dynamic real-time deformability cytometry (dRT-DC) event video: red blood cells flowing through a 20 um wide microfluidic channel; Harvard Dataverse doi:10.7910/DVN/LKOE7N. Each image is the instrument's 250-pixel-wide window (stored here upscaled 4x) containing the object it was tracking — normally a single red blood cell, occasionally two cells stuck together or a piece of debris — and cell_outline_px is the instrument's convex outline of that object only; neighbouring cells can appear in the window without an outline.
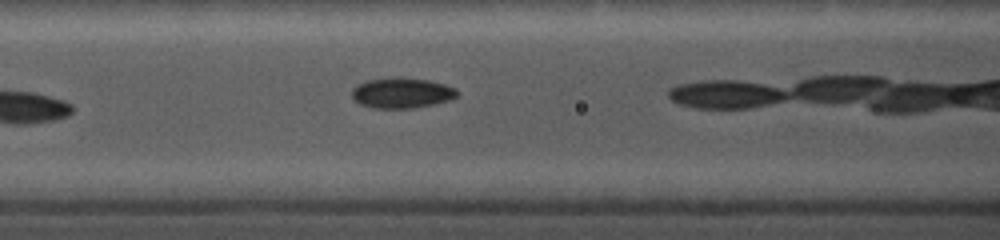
{"species": "common noctule bat (a hibernating species)", "species_latin": "Nyctalus noctula", "temperature_condition": "cold", "stored_images_in_passage": 18, "camera_frame_rate_fps": 5000, "um_per_image_px": 0.085, "animal": {"sex": "female", "body_mass_g": 19.0, "forearm_length_mm": 56.7}, "frame": {"image": 1, "passage_image": 3, "time_ms": 1.6, "image_size_px": [1000, 240], "cell_outline_px": [[460, 92], [452, 100], [412, 108], [372, 108], [360, 104], [352, 96], [352, 88], [356, 84], [364, 80], [388, 76], [396, 76], [428, 80], [444, 84], [456, 88]], "centroid_in_image_um": [34.13, 7.87], "position_along_channel_um": 132.5, "area_um2": 19.07}}